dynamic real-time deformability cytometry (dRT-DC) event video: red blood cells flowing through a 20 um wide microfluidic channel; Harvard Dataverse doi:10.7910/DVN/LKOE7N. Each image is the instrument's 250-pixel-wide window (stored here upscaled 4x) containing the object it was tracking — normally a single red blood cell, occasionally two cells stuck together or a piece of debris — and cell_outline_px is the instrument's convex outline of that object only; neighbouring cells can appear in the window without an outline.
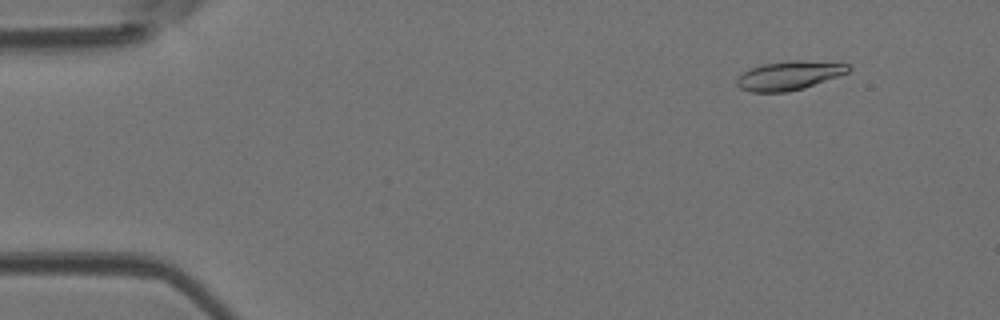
{"species": "Egyptian fruit bat (a non-hibernating species)", "species_latin": "Rousettus aegyptiacus", "temperature_condition": "room temperature", "stored_images_in_passage": 4, "camera_frame_rate_fps": 3000, "um_per_image_px": 0.085, "animal": {"sex": "female"}, "frame": {"image": 1, "passage_image": 2, "time_ms": 0.333, "image_size_px": [1000, 320], "cell_outline_px": [[852, 68], [848, 72], [804, 88], [788, 92], [752, 92], [740, 88], [736, 84], [736, 80], [748, 68], [764, 64], [792, 60], [800, 60], [848, 64]], "centroid_in_image_um": [67.05, 6.42], "position_along_channel_um": 17.9, "area_um2": 18.61}}
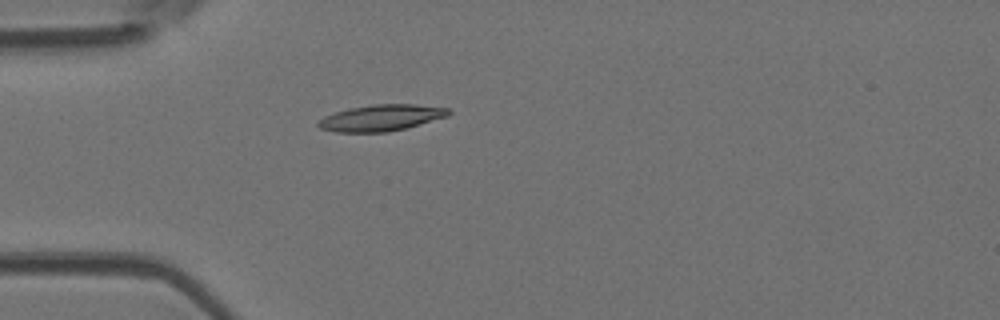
{"frame": {"image": 2, "passage_image": 4, "time_ms": 1.0, "image_size_px": [1000, 320], "cell_outline_px": [[452, 112], [448, 116], [404, 128], [388, 132], [336, 132], [320, 128], [316, 124], [324, 116], [348, 108], [372, 104], [412, 104], [448, 108]], "centroid_in_image_um": [32.38, 10.01], "position_along_channel_um": 52.6, "area_um2": 19.83}}